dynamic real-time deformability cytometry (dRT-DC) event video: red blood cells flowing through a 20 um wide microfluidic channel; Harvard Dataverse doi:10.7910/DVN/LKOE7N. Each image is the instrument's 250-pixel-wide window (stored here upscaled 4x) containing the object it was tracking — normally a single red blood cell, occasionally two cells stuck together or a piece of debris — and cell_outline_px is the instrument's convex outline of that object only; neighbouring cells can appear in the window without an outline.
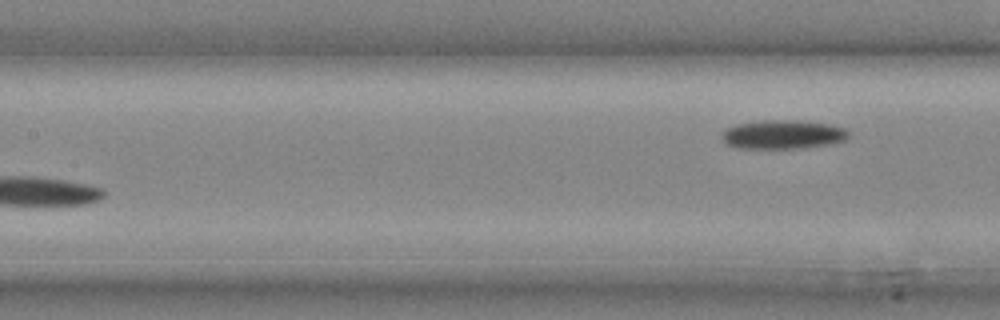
{"species": "common noctule bat (a hibernating species)", "species_latin": "Nyctalus noctula", "temperature_condition": "cold", "stored_images_in_passage": 9, "segment_of_instrument_passage": [2, 2], "camera_frame_rate_fps": 3000, "um_per_image_px": 0.085, "animal": {"sex": "male", "body_mass_g": 20.4}, "frame": {"image": 1, "passage_image": 9, "time_ms": 2.667, "image_size_px": [1000, 320], "cell_outline_px": [[848, 136], [844, 140], [828, 144], [796, 148], [740, 148], [724, 144], [720, 136], [728, 128], [740, 124], [764, 120], [800, 120], [828, 124], [844, 128], [848, 132]], "centroid_in_image_um": [66.52, 11.43], "position_along_channel_um": 140.9, "area_um2": 21.04}}